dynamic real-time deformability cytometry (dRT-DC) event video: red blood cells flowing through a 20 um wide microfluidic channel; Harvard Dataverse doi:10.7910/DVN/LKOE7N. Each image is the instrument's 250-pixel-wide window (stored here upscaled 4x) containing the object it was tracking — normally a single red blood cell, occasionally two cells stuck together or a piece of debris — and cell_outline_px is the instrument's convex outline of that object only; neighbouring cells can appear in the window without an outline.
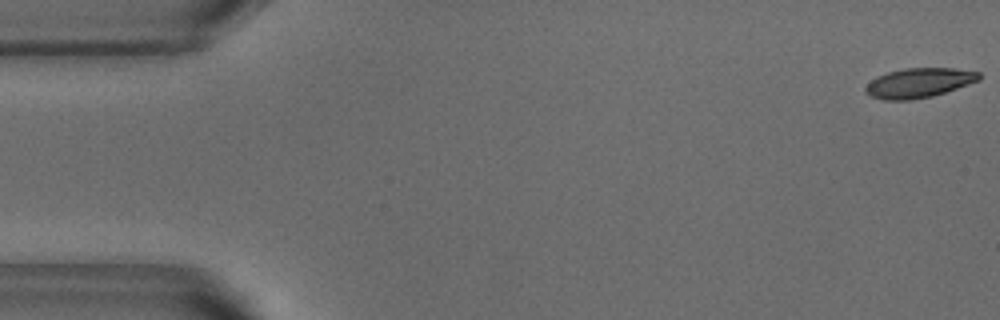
{"species": "common noctule bat (a hibernating species)", "species_latin": "Nyctalus noctula", "temperature_condition": "warm", "stored_images_in_passage": 5, "camera_frame_rate_fps": 3000, "um_per_image_px": 0.085, "animal": {"sex": "male", "body_mass_g": 18.8}, "frame": {"image": 1, "passage_image": 1, "time_ms": 0.0, "image_size_px": [1000, 320], "cell_outline_px": [[980, 80], [932, 96], [908, 100], [884, 100], [872, 96], [864, 92], [864, 88], [876, 76], [888, 72], [904, 68], [952, 68], [980, 72]], "centroid_in_image_um": [78.08, 7.04], "position_along_channel_um": 6.9, "area_um2": 19.42}}